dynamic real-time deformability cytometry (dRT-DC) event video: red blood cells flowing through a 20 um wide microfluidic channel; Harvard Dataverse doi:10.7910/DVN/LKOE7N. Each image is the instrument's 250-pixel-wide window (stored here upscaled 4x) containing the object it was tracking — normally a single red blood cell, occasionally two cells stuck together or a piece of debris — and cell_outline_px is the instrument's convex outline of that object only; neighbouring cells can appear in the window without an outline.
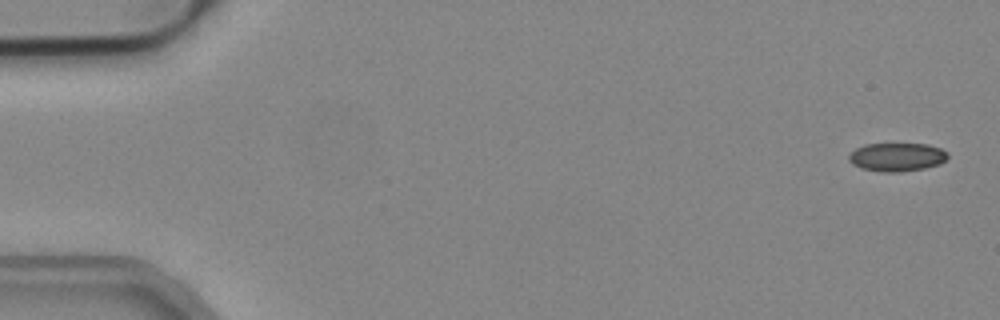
{"species": "common noctule bat (a hibernating species)", "species_latin": "Nyctalus noctula", "temperature_condition": "cold", "stored_images_in_passage": 9, "camera_frame_rate_fps": 3000, "um_per_image_px": 0.085, "animal": {"sex": "male", "body_mass_g": 19.2, "forearm_length_mm": 51.8}, "frame": {"image": 1, "passage_image": 1, "time_ms": 0.0, "image_size_px": [1000, 320], "cell_outline_px": [[948, 156], [940, 164], [924, 168], [900, 172], [880, 172], [860, 168], [852, 164], [848, 160], [848, 156], [856, 148], [864, 144], [928, 144], [940, 148], [948, 152]], "centroid_in_image_um": [76.22, 13.35], "position_along_channel_um": 8.8, "area_um2": 16.47}}